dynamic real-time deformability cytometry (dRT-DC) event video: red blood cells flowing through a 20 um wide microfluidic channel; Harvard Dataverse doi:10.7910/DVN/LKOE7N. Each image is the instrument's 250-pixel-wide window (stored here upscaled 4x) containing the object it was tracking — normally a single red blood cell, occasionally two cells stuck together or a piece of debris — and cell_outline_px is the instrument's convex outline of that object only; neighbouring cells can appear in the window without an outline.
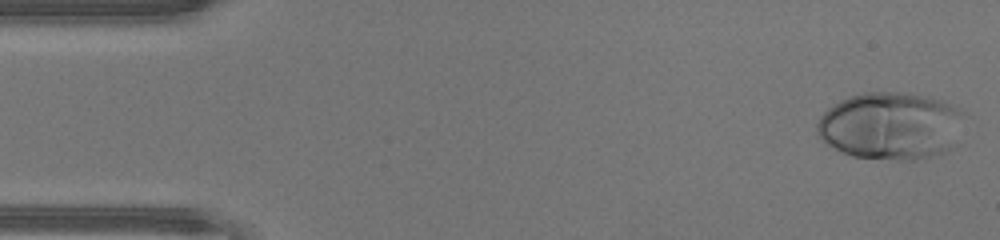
{"species": "human", "species_latin": "Homo sapiens", "temperature_condition": "warm", "stored_images_in_passage": 46, "camera_frame_rate_fps": 3000, "um_per_image_px": 0.085, "donor": {"sex": "male"}, "frame": {"image": 1, "passage_image": 1, "time_ms": 0.0, "image_size_px": [1000, 240], "cell_outline_px": [[960, 112], [948, 148], [944, 152], [916, 160], [896, 160], [852, 156], [828, 144], [816, 132], [816, 124], [820, 116], [828, 108], [840, 100], [864, 92], [912, 92], [940, 100], [956, 108]], "centroid_in_image_um": [75.57, 10.68], "position_along_channel_um": 9.4, "area_um2": 56.36}}
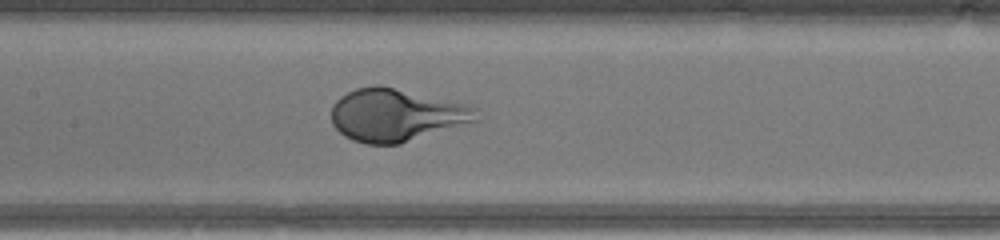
{"frame": {"image": 2, "passage_image": 21, "time_ms": 6.667, "image_size_px": [1000, 240], "cell_outline_px": [[480, 120], [400, 144], [364, 144], [352, 140], [344, 136], [332, 124], [332, 104], [340, 96], [356, 88], [372, 84], [380, 84], [468, 104], [480, 108]], "centroid_in_image_um": [33.71, 9.77], "position_along_channel_um": 173.7, "area_um2": 45.14}}
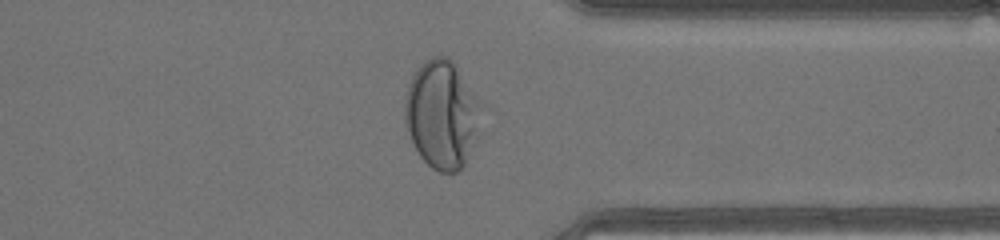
{"frame": {"image": 3, "passage_image": 35, "time_ms": 11.333, "image_size_px": [1000, 240], "cell_outline_px": [[484, 104], [476, 132], [464, 168], [456, 172], [440, 172], [432, 168], [420, 156], [412, 140], [404, 120], [404, 100], [408, 84], [416, 68], [424, 60], [432, 56], [448, 56], [456, 64]], "centroid_in_image_um": [37.56, 9.66], "position_along_channel_um": 373.8, "area_um2": 48.44}, "authors_computed_cell_mechanics": {"area_um2": 48.5809, "velocity_mm_per_s": 4.4086, "shape_relaxation_time_tau1_ms": 3.1022, "shape_relaxation_time_tau2_ms": null, "deformation_change_tau1": 0.2555, "deformation_change_tau2": null}}